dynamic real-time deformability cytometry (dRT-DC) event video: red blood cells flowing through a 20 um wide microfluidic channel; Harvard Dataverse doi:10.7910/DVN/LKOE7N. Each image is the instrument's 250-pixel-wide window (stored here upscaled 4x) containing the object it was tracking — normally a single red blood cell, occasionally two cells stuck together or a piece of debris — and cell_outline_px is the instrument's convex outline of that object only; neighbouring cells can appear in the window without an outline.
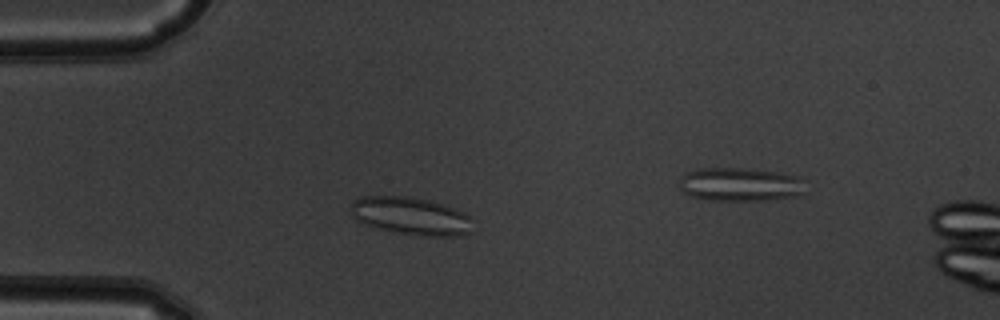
{"species": "common noctule bat (a hibernating species)", "species_latin": "Nyctalus noctula", "temperature_condition": "warm", "stored_images_in_passage": 50, "segment_of_instrument_passage": [1, 2], "camera_frame_rate_fps": 3000, "um_per_image_px": 0.085, "animal": {"sex": "male", "body_mass_g": 19.5, "forearm_length_mm": 54.6}, "frame": {"image": 1, "passage_image": 12, "time_ms": 3.667, "image_size_px": [1000, 320], "cell_outline_px": [[472, 232], [460, 236], [424, 236], [388, 232], [356, 220], [348, 212], [348, 208], [352, 200], [360, 196], [408, 196], [428, 200], [444, 204], [464, 212], [468, 216]], "centroid_in_image_um": [34.85, 18.36], "position_along_channel_um": 50.1, "area_um2": 27.28}}
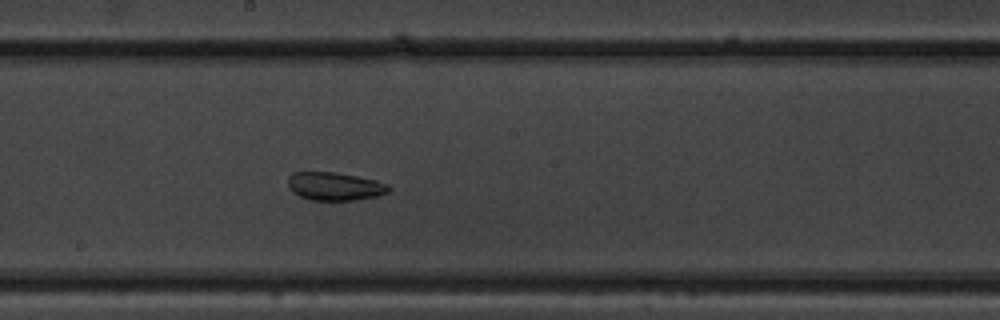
{"frame": {"image": 2, "passage_image": 26, "time_ms": 8.333, "image_size_px": [1000, 320], "cell_outline_px": [[392, 188], [388, 192], [376, 196], [356, 200], [312, 200], [300, 196], [292, 192], [288, 188], [288, 176], [292, 172], [336, 172], [356, 176], [388, 184]], "centroid_in_image_um": [28.42, 15.83], "position_along_channel_um": 219.8, "area_um2": 16.53}}
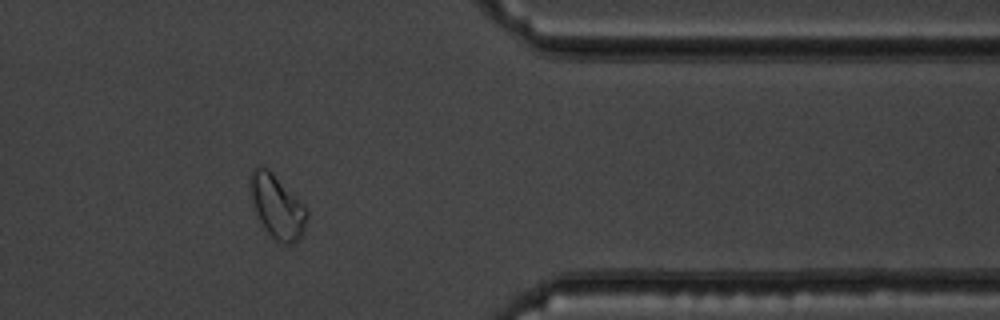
{"frame": {"image": 3, "passage_image": 40, "time_ms": 13.0, "image_size_px": [1000, 320], "cell_outline_px": [[308, 216], [304, 232], [300, 240], [292, 244], [284, 244], [276, 240], [268, 232], [260, 220], [256, 212], [252, 200], [248, 180], [252, 168], [256, 164], [260, 164], [268, 168], [308, 208]], "centroid_in_image_um": [23.56, 17.52], "position_along_channel_um": 387.8, "area_um2": 21.27}}